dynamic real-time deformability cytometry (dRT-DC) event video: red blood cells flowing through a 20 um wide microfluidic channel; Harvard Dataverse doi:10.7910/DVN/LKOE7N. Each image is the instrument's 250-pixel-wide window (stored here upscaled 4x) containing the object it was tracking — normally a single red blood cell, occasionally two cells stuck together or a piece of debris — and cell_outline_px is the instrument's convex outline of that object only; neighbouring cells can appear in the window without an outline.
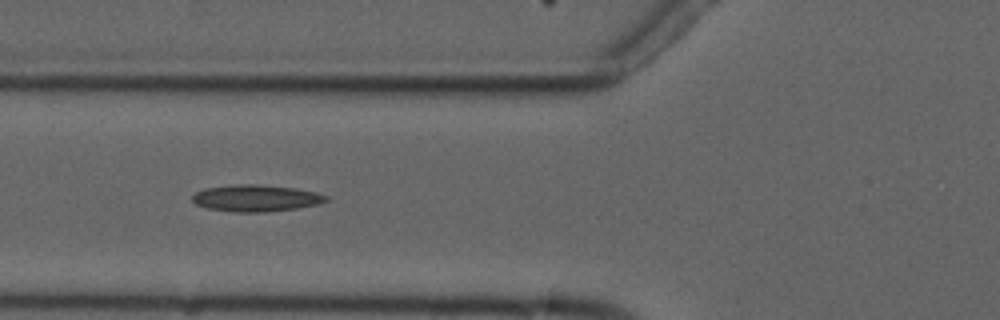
{"species": "common noctule bat (a hibernating species)", "species_latin": "Nyctalus noctula", "temperature_condition": "cold", "stored_images_in_passage": 5, "camera_frame_rate_fps": 3000, "um_per_image_px": 0.085, "animal": {"sex": "male", "forearm_length_mm": 52.5}, "frame": {"image": 1, "passage_image": 2, "time_ms": 1.0, "image_size_px": [1000, 320], "cell_outline_px": [[328, 200], [320, 204], [296, 208], [268, 212], [232, 212], [208, 208], [196, 204], [192, 200], [192, 196], [196, 192], [204, 188], [236, 184], [256, 184], [296, 188], [316, 192], [328, 196]], "centroid_in_image_um": [21.77, 16.84], "position_along_channel_um": 104.0, "area_um2": 20.92}}
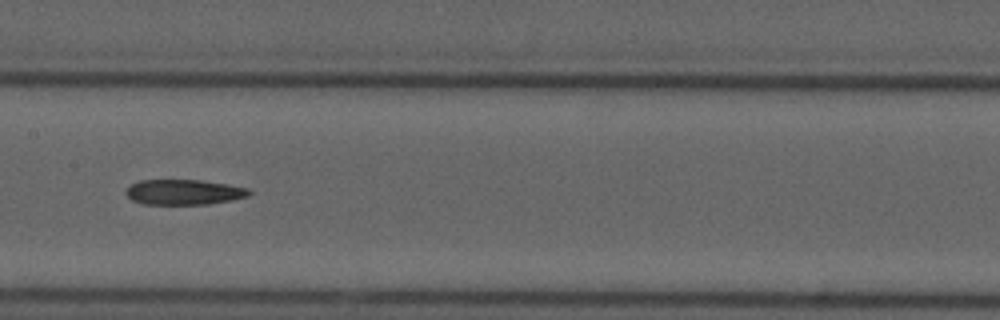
{"frame": {"image": 2, "passage_image": 4, "time_ms": 3.333, "image_size_px": [1000, 320], "cell_outline_px": [[252, 192], [248, 196], [232, 200], [208, 204], [140, 204], [132, 200], [124, 192], [132, 184], [140, 180], [200, 180], [228, 184], [248, 188]], "centroid_in_image_um": [15.64, 16.33], "position_along_channel_um": 191.8, "area_um2": 18.15}}
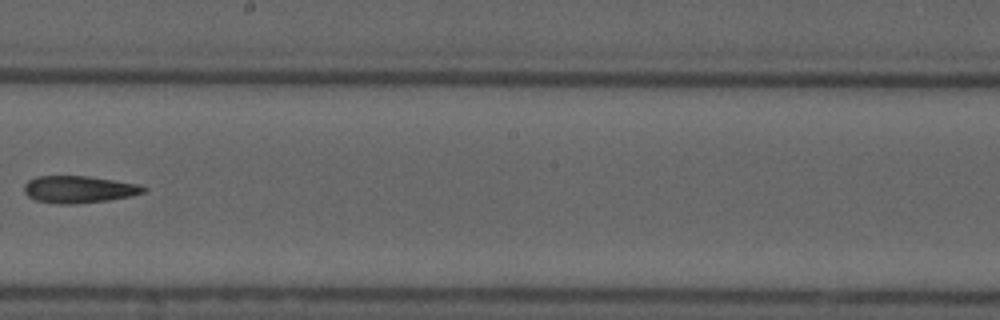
{"frame": {"image": 3, "passage_image": 5, "time_ms": 4.667, "image_size_px": [1000, 320], "cell_outline_px": [[148, 188], [144, 192], [132, 196], [108, 200], [76, 204], [60, 204], [36, 200], [28, 196], [24, 192], [24, 184], [28, 180], [36, 176], [88, 176], [140, 184]], "centroid_in_image_um": [6.71, 16.09], "position_along_channel_um": 241.5, "area_um2": 18.96}}